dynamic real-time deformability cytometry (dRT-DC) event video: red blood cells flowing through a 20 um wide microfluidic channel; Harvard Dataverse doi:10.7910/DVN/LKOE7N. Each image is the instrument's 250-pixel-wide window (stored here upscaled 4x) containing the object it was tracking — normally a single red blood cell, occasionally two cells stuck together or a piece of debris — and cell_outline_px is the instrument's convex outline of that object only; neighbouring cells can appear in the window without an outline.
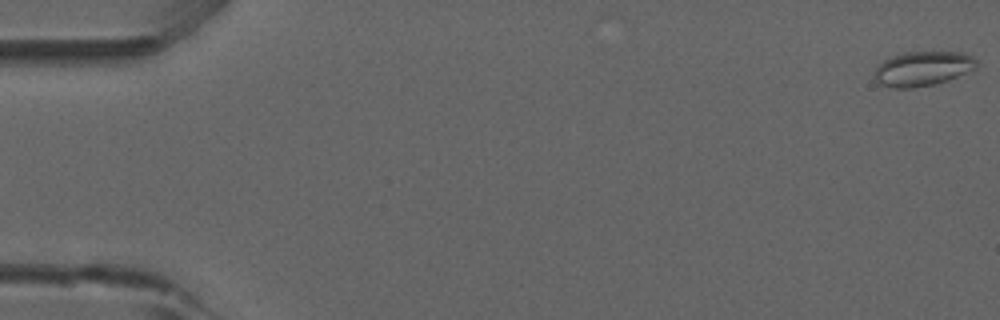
{"species": "common noctule bat (a hibernating species)", "species_latin": "Nyctalus noctula", "temperature_condition": "room temperature", "stored_images_in_passage": 54, "camera_frame_rate_fps": 3000, "um_per_image_px": 0.085, "animal": {"sex": "male", "forearm_length_mm": 52.5}, "frame": {"image": 1, "passage_image": 1, "time_ms": 0.0, "image_size_px": [1000, 320], "cell_outline_px": [[976, 68], [948, 80], [936, 84], [912, 88], [892, 88], [876, 84], [872, 80], [872, 76], [876, 68], [884, 60], [892, 56], [904, 52], [964, 52], [972, 56], [976, 60]], "centroid_in_image_um": [78.37, 5.85], "position_along_channel_um": 6.6, "area_um2": 20.87}}
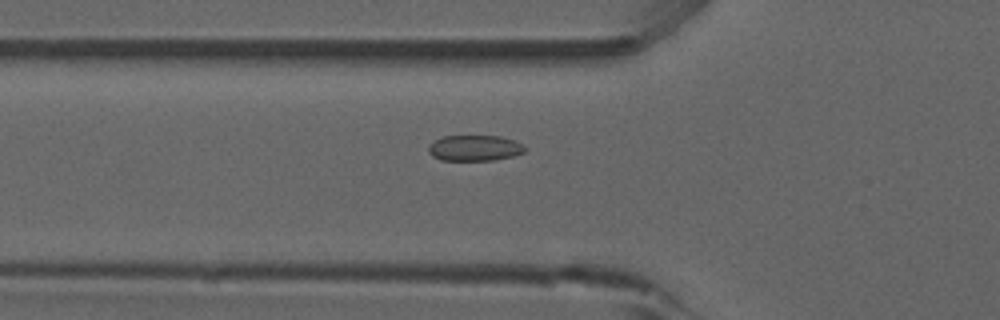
{"frame": {"image": 2, "passage_image": 19, "time_ms": 6.0, "image_size_px": [1000, 320], "cell_outline_px": [[528, 148], [524, 152], [512, 156], [492, 160], [440, 160], [432, 156], [428, 152], [428, 144], [444, 136], [500, 136], [516, 140]], "centroid_in_image_um": [40.35, 12.58], "position_along_channel_um": 85.4, "area_um2": 14.57}}
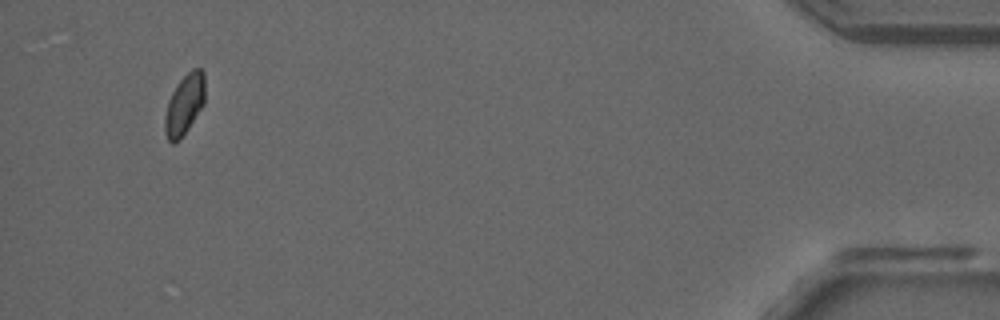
{"frame": {"image": 3, "passage_image": 51, "time_ms": 16.667, "image_size_px": [1000, 320], "cell_outline_px": [[204, 104], [180, 140], [172, 144], [168, 140], [164, 132], [164, 116], [168, 100], [176, 84], [192, 68], [200, 68], [204, 72]], "centroid_in_image_um": [15.65, 8.89], "position_along_channel_um": 419.5, "area_um2": 14.22}, "authors_computed_cell_mechanics": {"area_um2": 14.8257, "velocity_mm_per_s": 3.8575, "shape_relaxation_time_tau1_ms": null, "shape_relaxation_time_tau2_ms": 1.4018, "deformation_change_tau1": null, "deformation_change_tau2": 0.0514}}